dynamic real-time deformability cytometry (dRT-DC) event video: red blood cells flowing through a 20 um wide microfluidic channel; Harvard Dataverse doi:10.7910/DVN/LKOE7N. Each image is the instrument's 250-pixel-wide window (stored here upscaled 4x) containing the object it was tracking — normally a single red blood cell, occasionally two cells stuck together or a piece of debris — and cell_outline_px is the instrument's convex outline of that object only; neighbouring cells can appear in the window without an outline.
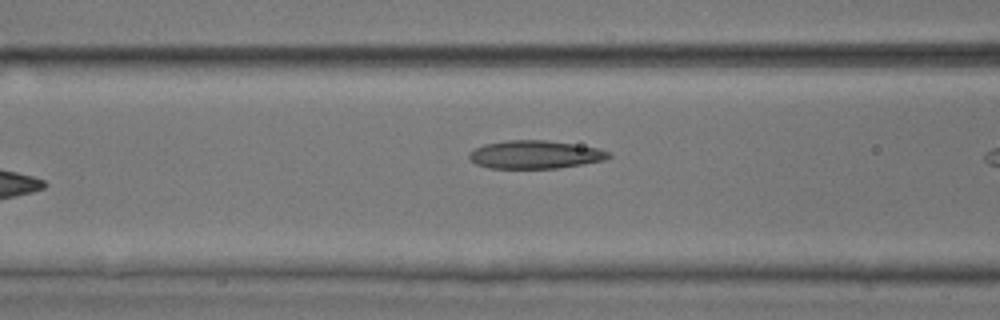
{"species": "common noctule bat (a hibernating species)", "species_latin": "Nyctalus noctula", "temperature_condition": "room temperature", "stored_images_in_passage": 6, "camera_frame_rate_fps": 3000, "um_per_image_px": 0.085, "animal": {"sex": "male", "body_mass_g": 17.9, "forearm_length_mm": 54.2}, "frame": {"image": 1, "passage_image": 5, "time_ms": 1.333, "image_size_px": [1000, 320], "cell_outline_px": [[612, 156], [604, 160], [584, 164], [556, 168], [488, 168], [476, 164], [468, 156], [468, 152], [484, 144], [508, 140], [548, 140], [600, 148], [608, 152]], "centroid_in_image_um": [45.49, 13.13], "position_along_channel_um": 121.1, "area_um2": 22.89}}